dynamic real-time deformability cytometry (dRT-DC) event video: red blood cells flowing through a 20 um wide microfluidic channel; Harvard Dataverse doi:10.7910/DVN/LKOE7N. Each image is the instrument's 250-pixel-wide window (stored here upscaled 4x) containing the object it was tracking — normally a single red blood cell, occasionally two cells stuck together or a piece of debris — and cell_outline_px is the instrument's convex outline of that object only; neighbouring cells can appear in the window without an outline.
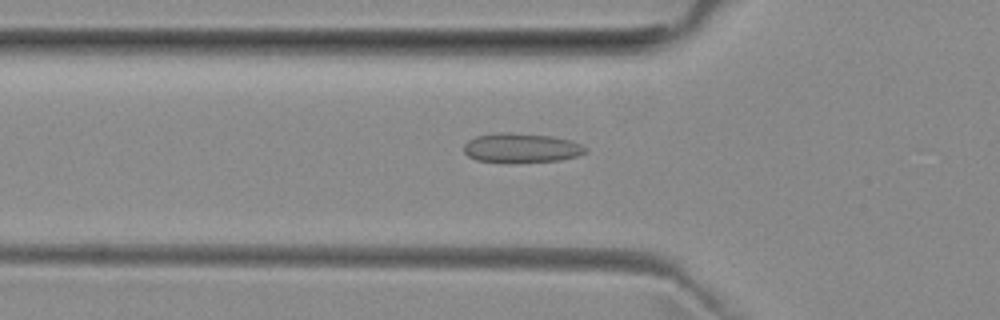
{"species": "common noctule bat (a hibernating species)", "species_latin": "Nyctalus noctula", "temperature_condition": "room temperature", "stored_images_in_passage": 51, "camera_frame_rate_fps": 3000, "um_per_image_px": 0.085, "animal": {"sex": "female", "body_mass_g": 29.2, "forearm_length_mm": 56.3}, "frame": {"image": 1, "passage_image": 17, "time_ms": 5.333, "image_size_px": [1000, 320], "cell_outline_px": [[588, 152], [576, 156], [560, 160], [508, 164], [476, 160], [468, 156], [464, 152], [464, 144], [468, 140], [476, 136], [496, 132], [512, 132], [552, 136], [572, 140], [588, 148]], "centroid_in_image_um": [44.3, 12.58], "position_along_channel_um": 81.5, "area_um2": 21.5}}
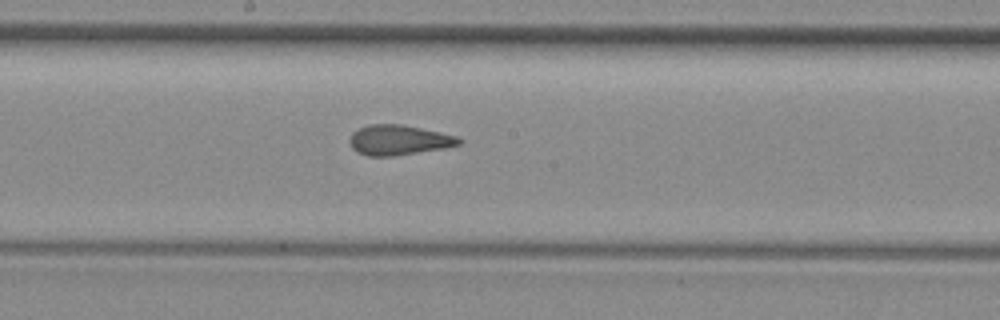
{"frame": {"image": 2, "passage_image": 27, "time_ms": 8.667, "image_size_px": [1000, 320], "cell_outline_px": [[464, 140], [460, 144], [444, 148], [392, 156], [368, 156], [356, 152], [352, 148], [348, 140], [352, 132], [368, 124], [400, 124], [440, 132], [456, 136]], "centroid_in_image_um": [33.86, 11.9], "position_along_channel_um": 214.3, "area_um2": 19.13}}
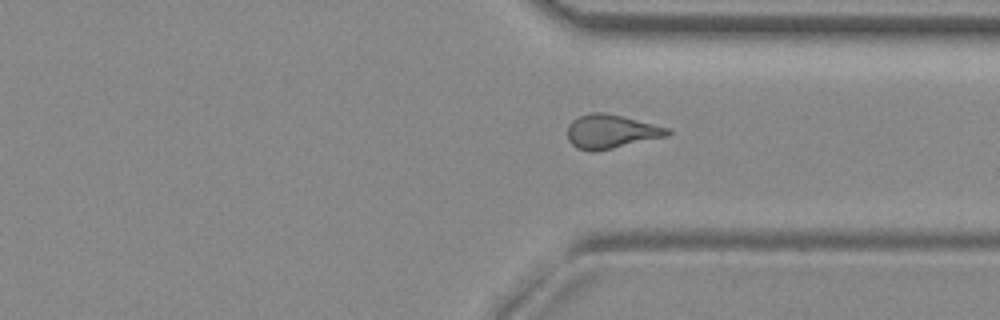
{"frame": {"image": 3, "passage_image": 38, "time_ms": 12.333, "image_size_px": [1000, 320], "cell_outline_px": [[672, 132], [668, 136], [612, 148], [592, 152], [576, 148], [568, 140], [568, 124], [572, 120], [580, 116], [592, 112], [604, 112], [668, 128]], "centroid_in_image_um": [51.9, 11.19], "position_along_channel_um": 359.5, "area_um2": 19.48}, "authors_computed_cell_mechanics": {"area_um2": 19.4786, "velocity_mm_per_s": 3.9637, "shape_relaxation_time_tau1_ms": null, "shape_relaxation_time_tau2_ms": 2.0351, "deformation_change_tau1": null, "deformation_change_tau2": 0.0866}}